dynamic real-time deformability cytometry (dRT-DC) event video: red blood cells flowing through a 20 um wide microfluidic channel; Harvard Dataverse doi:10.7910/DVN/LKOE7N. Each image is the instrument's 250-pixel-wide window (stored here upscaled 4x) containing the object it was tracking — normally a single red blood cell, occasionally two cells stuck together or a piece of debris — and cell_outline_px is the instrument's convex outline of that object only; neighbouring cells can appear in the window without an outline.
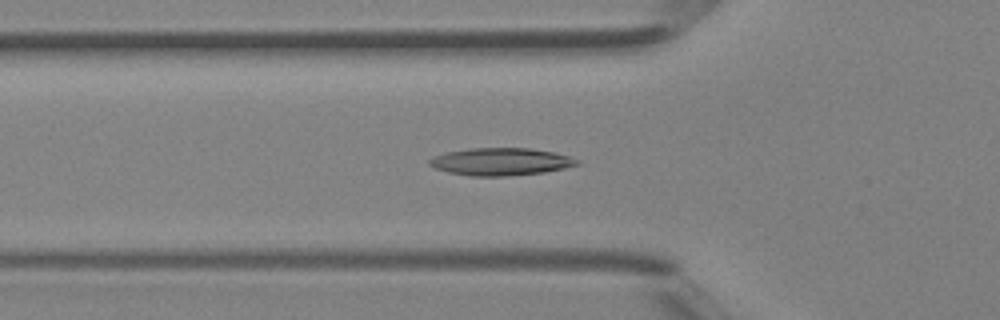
{"species": "Egyptian fruit bat (a non-hibernating species)", "species_latin": "Rousettus aegyptiacus", "temperature_condition": "room temperature", "stored_images_in_passage": 31, "segment_of_instrument_passage": [1, 2], "camera_frame_rate_fps": 3000, "um_per_image_px": 0.085, "animal": {"sex": "female"}, "frame": {"image": 1, "passage_image": 2, "time_ms": 0.333, "image_size_px": [1000, 320], "cell_outline_px": [[580, 164], [564, 168], [544, 172], [508, 176], [472, 176], [448, 172], [436, 168], [428, 164], [428, 160], [432, 156], [448, 152], [468, 148], [528, 148], [556, 152], [580, 160]], "centroid_in_image_um": [42.57, 13.74], "position_along_channel_um": 83.2, "area_um2": 23.7}}
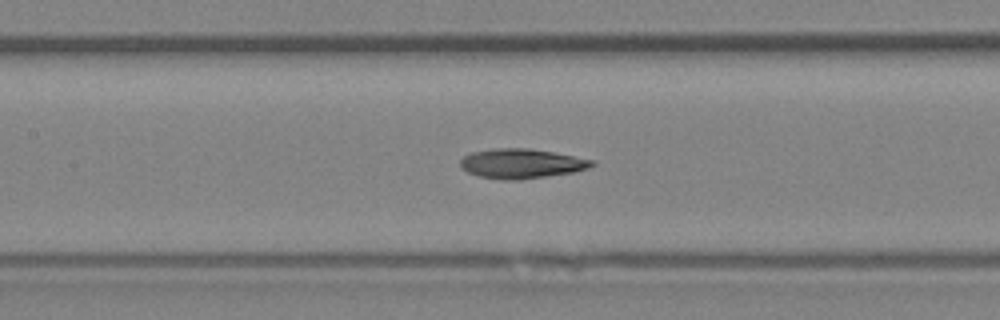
{"frame": {"image": 2, "passage_image": 7, "time_ms": 2.0, "image_size_px": [1000, 320], "cell_outline_px": [[596, 164], [588, 168], [572, 172], [516, 180], [504, 180], [480, 176], [468, 172], [460, 168], [460, 160], [464, 156], [472, 152], [496, 148], [528, 148], [552, 152], [596, 160]], "centroid_in_image_um": [44.32, 13.89], "position_along_channel_um": 163.1, "area_um2": 22.54}}
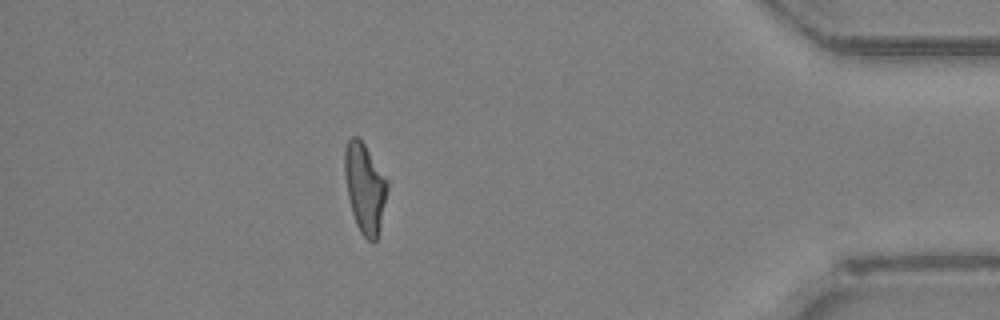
{"frame": {"image": 3, "passage_image": 25, "time_ms": 8.0, "image_size_px": [1000, 320], "cell_outline_px": [[388, 188], [380, 224], [376, 240], [368, 240], [360, 232], [356, 224], [352, 212], [348, 196], [344, 172], [344, 148], [348, 140], [352, 136], [356, 136], [364, 144], [388, 180]], "centroid_in_image_um": [30.99, 15.94], "position_along_channel_um": 404.2, "area_um2": 21.96}}